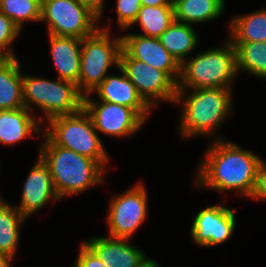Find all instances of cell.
<instances>
[{"mask_svg": "<svg viewBox=\"0 0 266 267\" xmlns=\"http://www.w3.org/2000/svg\"><path fill=\"white\" fill-rule=\"evenodd\" d=\"M212 141L196 167V189L209 188L223 194L236 191L239 196L250 198L262 158L232 141Z\"/></svg>", "mask_w": 266, "mask_h": 267, "instance_id": "cell-1", "label": "cell"}, {"mask_svg": "<svg viewBox=\"0 0 266 267\" xmlns=\"http://www.w3.org/2000/svg\"><path fill=\"white\" fill-rule=\"evenodd\" d=\"M234 89H178L175 102L181 105L179 133L183 139L217 135L218 129L231 116ZM217 135V136H215Z\"/></svg>", "mask_w": 266, "mask_h": 267, "instance_id": "cell-2", "label": "cell"}, {"mask_svg": "<svg viewBox=\"0 0 266 267\" xmlns=\"http://www.w3.org/2000/svg\"><path fill=\"white\" fill-rule=\"evenodd\" d=\"M38 155L47 164L56 193L63 199L102 184L107 172L99 162L54 145L44 134Z\"/></svg>", "mask_w": 266, "mask_h": 267, "instance_id": "cell-3", "label": "cell"}, {"mask_svg": "<svg viewBox=\"0 0 266 267\" xmlns=\"http://www.w3.org/2000/svg\"><path fill=\"white\" fill-rule=\"evenodd\" d=\"M197 53L180 65L178 89H233L237 78L236 50L232 42Z\"/></svg>", "mask_w": 266, "mask_h": 267, "instance_id": "cell-4", "label": "cell"}, {"mask_svg": "<svg viewBox=\"0 0 266 267\" xmlns=\"http://www.w3.org/2000/svg\"><path fill=\"white\" fill-rule=\"evenodd\" d=\"M46 123L43 134L54 145L94 159L105 169L108 167L109 154L84 108L74 114L53 117Z\"/></svg>", "mask_w": 266, "mask_h": 267, "instance_id": "cell-5", "label": "cell"}, {"mask_svg": "<svg viewBox=\"0 0 266 267\" xmlns=\"http://www.w3.org/2000/svg\"><path fill=\"white\" fill-rule=\"evenodd\" d=\"M22 82L24 107L32 114L33 106L38 107L44 113L38 119L42 123L56 116L74 114L83 108L84 96L71 81L58 78L54 81L42 75L22 73Z\"/></svg>", "mask_w": 266, "mask_h": 267, "instance_id": "cell-6", "label": "cell"}, {"mask_svg": "<svg viewBox=\"0 0 266 267\" xmlns=\"http://www.w3.org/2000/svg\"><path fill=\"white\" fill-rule=\"evenodd\" d=\"M110 25L99 27L93 34L82 39L78 90L83 96L91 94L101 84L110 67L119 68L121 35L111 38Z\"/></svg>", "mask_w": 266, "mask_h": 267, "instance_id": "cell-7", "label": "cell"}, {"mask_svg": "<svg viewBox=\"0 0 266 267\" xmlns=\"http://www.w3.org/2000/svg\"><path fill=\"white\" fill-rule=\"evenodd\" d=\"M48 34L83 39L101 25L99 18L76 0H41V20Z\"/></svg>", "mask_w": 266, "mask_h": 267, "instance_id": "cell-8", "label": "cell"}, {"mask_svg": "<svg viewBox=\"0 0 266 267\" xmlns=\"http://www.w3.org/2000/svg\"><path fill=\"white\" fill-rule=\"evenodd\" d=\"M143 182L130 186L110 200L106 216L108 236L132 240L148 219V196Z\"/></svg>", "mask_w": 266, "mask_h": 267, "instance_id": "cell-9", "label": "cell"}, {"mask_svg": "<svg viewBox=\"0 0 266 267\" xmlns=\"http://www.w3.org/2000/svg\"><path fill=\"white\" fill-rule=\"evenodd\" d=\"M119 67L152 111L158 102H175L177 83L165 71L133 58H120Z\"/></svg>", "mask_w": 266, "mask_h": 267, "instance_id": "cell-10", "label": "cell"}, {"mask_svg": "<svg viewBox=\"0 0 266 267\" xmlns=\"http://www.w3.org/2000/svg\"><path fill=\"white\" fill-rule=\"evenodd\" d=\"M92 93L83 97V108L90 115L97 133L112 138L135 135L146 120L135 110L123 105L94 100Z\"/></svg>", "mask_w": 266, "mask_h": 267, "instance_id": "cell-11", "label": "cell"}, {"mask_svg": "<svg viewBox=\"0 0 266 267\" xmlns=\"http://www.w3.org/2000/svg\"><path fill=\"white\" fill-rule=\"evenodd\" d=\"M236 209L221 203L201 209L191 224V239L201 247L222 245L228 241L236 228Z\"/></svg>", "mask_w": 266, "mask_h": 267, "instance_id": "cell-12", "label": "cell"}, {"mask_svg": "<svg viewBox=\"0 0 266 267\" xmlns=\"http://www.w3.org/2000/svg\"><path fill=\"white\" fill-rule=\"evenodd\" d=\"M122 51L120 58H133L156 69L165 71L176 83L180 77V63L162 45L159 38L141 34L121 36Z\"/></svg>", "mask_w": 266, "mask_h": 267, "instance_id": "cell-13", "label": "cell"}, {"mask_svg": "<svg viewBox=\"0 0 266 267\" xmlns=\"http://www.w3.org/2000/svg\"><path fill=\"white\" fill-rule=\"evenodd\" d=\"M20 199L15 207L27 220L48 203L61 201L55 191L50 170L39 155L29 170Z\"/></svg>", "mask_w": 266, "mask_h": 267, "instance_id": "cell-14", "label": "cell"}, {"mask_svg": "<svg viewBox=\"0 0 266 267\" xmlns=\"http://www.w3.org/2000/svg\"><path fill=\"white\" fill-rule=\"evenodd\" d=\"M84 243L98 256L105 267H141L149 258L130 239L92 236Z\"/></svg>", "mask_w": 266, "mask_h": 267, "instance_id": "cell-15", "label": "cell"}, {"mask_svg": "<svg viewBox=\"0 0 266 267\" xmlns=\"http://www.w3.org/2000/svg\"><path fill=\"white\" fill-rule=\"evenodd\" d=\"M121 75L108 74L101 84L92 92L100 101L115 103L135 109L145 120L151 114V108L137 93L135 85L119 67Z\"/></svg>", "mask_w": 266, "mask_h": 267, "instance_id": "cell-16", "label": "cell"}, {"mask_svg": "<svg viewBox=\"0 0 266 267\" xmlns=\"http://www.w3.org/2000/svg\"><path fill=\"white\" fill-rule=\"evenodd\" d=\"M48 40L58 79L71 81L78 88L82 39L48 34Z\"/></svg>", "mask_w": 266, "mask_h": 267, "instance_id": "cell-17", "label": "cell"}, {"mask_svg": "<svg viewBox=\"0 0 266 267\" xmlns=\"http://www.w3.org/2000/svg\"><path fill=\"white\" fill-rule=\"evenodd\" d=\"M35 116L25 107L0 110V144L15 145L34 134L41 137L43 126Z\"/></svg>", "mask_w": 266, "mask_h": 267, "instance_id": "cell-18", "label": "cell"}, {"mask_svg": "<svg viewBox=\"0 0 266 267\" xmlns=\"http://www.w3.org/2000/svg\"><path fill=\"white\" fill-rule=\"evenodd\" d=\"M226 0H173L174 20L189 25L217 20L225 10Z\"/></svg>", "mask_w": 266, "mask_h": 267, "instance_id": "cell-19", "label": "cell"}, {"mask_svg": "<svg viewBox=\"0 0 266 267\" xmlns=\"http://www.w3.org/2000/svg\"><path fill=\"white\" fill-rule=\"evenodd\" d=\"M20 66L17 57L5 58L0 63V110L24 107Z\"/></svg>", "mask_w": 266, "mask_h": 267, "instance_id": "cell-20", "label": "cell"}, {"mask_svg": "<svg viewBox=\"0 0 266 267\" xmlns=\"http://www.w3.org/2000/svg\"><path fill=\"white\" fill-rule=\"evenodd\" d=\"M165 49L181 64L199 44V37L193 25L174 20L160 36Z\"/></svg>", "mask_w": 266, "mask_h": 267, "instance_id": "cell-21", "label": "cell"}, {"mask_svg": "<svg viewBox=\"0 0 266 267\" xmlns=\"http://www.w3.org/2000/svg\"><path fill=\"white\" fill-rule=\"evenodd\" d=\"M227 27L231 42H266V8L236 15Z\"/></svg>", "mask_w": 266, "mask_h": 267, "instance_id": "cell-22", "label": "cell"}, {"mask_svg": "<svg viewBox=\"0 0 266 267\" xmlns=\"http://www.w3.org/2000/svg\"><path fill=\"white\" fill-rule=\"evenodd\" d=\"M26 218L0 195V252L14 259Z\"/></svg>", "mask_w": 266, "mask_h": 267, "instance_id": "cell-23", "label": "cell"}, {"mask_svg": "<svg viewBox=\"0 0 266 267\" xmlns=\"http://www.w3.org/2000/svg\"><path fill=\"white\" fill-rule=\"evenodd\" d=\"M236 50L237 73L245 72L266 80V42H232Z\"/></svg>", "mask_w": 266, "mask_h": 267, "instance_id": "cell-24", "label": "cell"}, {"mask_svg": "<svg viewBox=\"0 0 266 267\" xmlns=\"http://www.w3.org/2000/svg\"><path fill=\"white\" fill-rule=\"evenodd\" d=\"M174 21V6H142L130 27L139 25L143 36L160 38Z\"/></svg>", "mask_w": 266, "mask_h": 267, "instance_id": "cell-25", "label": "cell"}, {"mask_svg": "<svg viewBox=\"0 0 266 267\" xmlns=\"http://www.w3.org/2000/svg\"><path fill=\"white\" fill-rule=\"evenodd\" d=\"M0 12L22 31L27 21L40 22L41 0H0Z\"/></svg>", "mask_w": 266, "mask_h": 267, "instance_id": "cell-26", "label": "cell"}, {"mask_svg": "<svg viewBox=\"0 0 266 267\" xmlns=\"http://www.w3.org/2000/svg\"><path fill=\"white\" fill-rule=\"evenodd\" d=\"M21 30L4 13L0 12V53L5 58H16L13 44L20 36Z\"/></svg>", "mask_w": 266, "mask_h": 267, "instance_id": "cell-27", "label": "cell"}, {"mask_svg": "<svg viewBox=\"0 0 266 267\" xmlns=\"http://www.w3.org/2000/svg\"><path fill=\"white\" fill-rule=\"evenodd\" d=\"M117 25L120 31H128L142 7L141 0H116Z\"/></svg>", "mask_w": 266, "mask_h": 267, "instance_id": "cell-28", "label": "cell"}, {"mask_svg": "<svg viewBox=\"0 0 266 267\" xmlns=\"http://www.w3.org/2000/svg\"><path fill=\"white\" fill-rule=\"evenodd\" d=\"M72 267H105L98 256L84 243L79 246L77 258Z\"/></svg>", "mask_w": 266, "mask_h": 267, "instance_id": "cell-29", "label": "cell"}, {"mask_svg": "<svg viewBox=\"0 0 266 267\" xmlns=\"http://www.w3.org/2000/svg\"><path fill=\"white\" fill-rule=\"evenodd\" d=\"M261 159L256 177V185L254 191L250 197L253 200H265L266 201V161Z\"/></svg>", "mask_w": 266, "mask_h": 267, "instance_id": "cell-30", "label": "cell"}, {"mask_svg": "<svg viewBox=\"0 0 266 267\" xmlns=\"http://www.w3.org/2000/svg\"><path fill=\"white\" fill-rule=\"evenodd\" d=\"M81 5L87 7L93 14H95L99 18V22L102 21L103 11H104V3L105 0H76Z\"/></svg>", "mask_w": 266, "mask_h": 267, "instance_id": "cell-31", "label": "cell"}, {"mask_svg": "<svg viewBox=\"0 0 266 267\" xmlns=\"http://www.w3.org/2000/svg\"><path fill=\"white\" fill-rule=\"evenodd\" d=\"M142 6H173V0H141Z\"/></svg>", "mask_w": 266, "mask_h": 267, "instance_id": "cell-32", "label": "cell"}, {"mask_svg": "<svg viewBox=\"0 0 266 267\" xmlns=\"http://www.w3.org/2000/svg\"><path fill=\"white\" fill-rule=\"evenodd\" d=\"M12 261L10 256L0 252V267H11Z\"/></svg>", "mask_w": 266, "mask_h": 267, "instance_id": "cell-33", "label": "cell"}, {"mask_svg": "<svg viewBox=\"0 0 266 267\" xmlns=\"http://www.w3.org/2000/svg\"><path fill=\"white\" fill-rule=\"evenodd\" d=\"M141 267H161L155 259L149 258Z\"/></svg>", "mask_w": 266, "mask_h": 267, "instance_id": "cell-34", "label": "cell"}, {"mask_svg": "<svg viewBox=\"0 0 266 267\" xmlns=\"http://www.w3.org/2000/svg\"><path fill=\"white\" fill-rule=\"evenodd\" d=\"M5 59V57L0 53V63Z\"/></svg>", "mask_w": 266, "mask_h": 267, "instance_id": "cell-35", "label": "cell"}]
</instances>
